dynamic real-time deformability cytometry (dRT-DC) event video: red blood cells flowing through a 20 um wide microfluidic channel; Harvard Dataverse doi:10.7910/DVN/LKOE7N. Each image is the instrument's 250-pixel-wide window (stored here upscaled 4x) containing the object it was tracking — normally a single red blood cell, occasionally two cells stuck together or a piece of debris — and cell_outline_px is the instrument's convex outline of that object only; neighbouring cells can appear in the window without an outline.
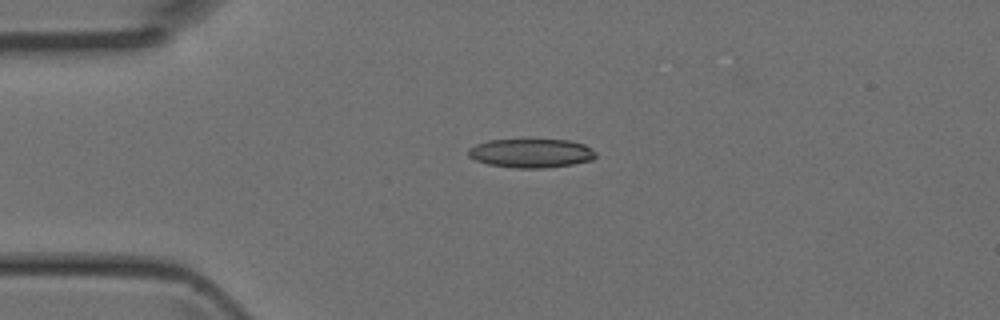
{"species": "Egyptian fruit bat (a non-hibernating species)", "species_latin": "Rousettus aegyptiacus", "temperature_condition": "room temperature", "stored_images_in_passage": 3, "camera_frame_rate_fps": 3000, "um_per_image_px": 0.085, "animal": {"sex": "female"}, "frame": {"image": 1, "passage_image": 1, "time_ms": 0.0, "image_size_px": [1000, 320], "cell_outline_px": [[596, 156], [592, 160], [572, 164], [544, 168], [516, 168], [488, 164], [476, 160], [468, 156], [468, 148], [476, 144], [488, 140], [568, 140], [584, 144], [592, 148], [596, 152]], "centroid_in_image_um": [45.15, 13.02], "position_along_channel_um": 39.9, "area_um2": 21.44}}
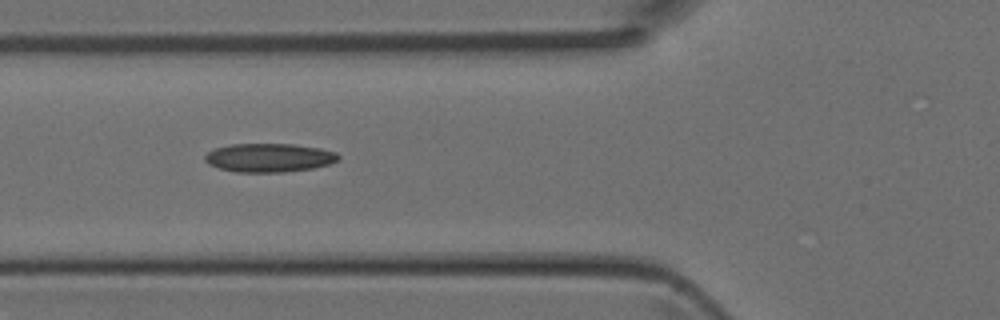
{"frame": {"image": 2, "passage_image": 3, "time_ms": 0.667, "image_size_px": [1000, 320], "cell_outline_px": [[340, 156], [336, 160], [328, 164], [312, 168], [284, 172], [236, 172], [220, 168], [208, 164], [204, 160], [204, 156], [208, 152], [216, 148], [232, 144], [292, 144], [320, 148], [336, 152]], "centroid_in_image_um": [22.85, 13.4], "position_along_channel_um": 102.9, "area_um2": 22.14}}